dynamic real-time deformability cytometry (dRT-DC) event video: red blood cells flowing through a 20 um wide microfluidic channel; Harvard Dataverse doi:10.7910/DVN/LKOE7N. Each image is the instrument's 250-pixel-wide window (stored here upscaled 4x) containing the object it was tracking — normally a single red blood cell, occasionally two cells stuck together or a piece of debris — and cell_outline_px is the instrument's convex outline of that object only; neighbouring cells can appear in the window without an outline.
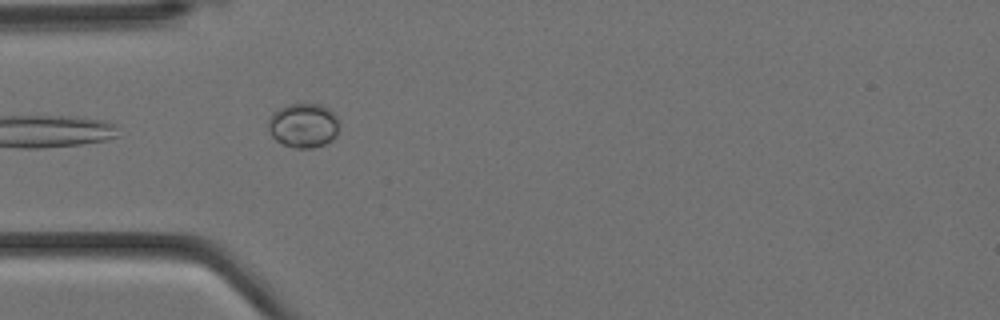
{"species": "Egyptian fruit bat (a non-hibernating species)", "species_latin": "Rousettus aegyptiacus", "temperature_condition": "cold", "stored_images_in_passage": 4, "camera_frame_rate_fps": 3000, "um_per_image_px": 0.085, "animal": {"sex": "female"}, "frame": {"image": 1, "passage_image": 4, "time_ms": 1.0, "image_size_px": [1000, 320], "cell_outline_px": [[336, 136], [332, 140], [324, 144], [312, 148], [296, 148], [284, 144], [276, 140], [272, 136], [268, 128], [268, 120], [272, 112], [288, 104], [320, 104], [328, 108], [336, 116]], "centroid_in_image_um": [25.75, 10.66], "position_along_channel_um": 59.2, "area_um2": 18.15}}